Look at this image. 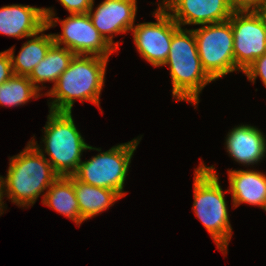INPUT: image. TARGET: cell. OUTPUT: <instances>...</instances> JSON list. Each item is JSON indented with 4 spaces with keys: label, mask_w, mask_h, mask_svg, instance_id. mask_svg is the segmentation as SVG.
<instances>
[{
    "label": "cell",
    "mask_w": 266,
    "mask_h": 266,
    "mask_svg": "<svg viewBox=\"0 0 266 266\" xmlns=\"http://www.w3.org/2000/svg\"><path fill=\"white\" fill-rule=\"evenodd\" d=\"M229 20L235 65L244 72L256 58L266 53V29L254 10L234 11Z\"/></svg>",
    "instance_id": "30bf717a"
},
{
    "label": "cell",
    "mask_w": 266,
    "mask_h": 266,
    "mask_svg": "<svg viewBox=\"0 0 266 266\" xmlns=\"http://www.w3.org/2000/svg\"><path fill=\"white\" fill-rule=\"evenodd\" d=\"M226 149L236 162L254 165L266 156V136L254 126H235L226 136Z\"/></svg>",
    "instance_id": "5bb4252c"
},
{
    "label": "cell",
    "mask_w": 266,
    "mask_h": 266,
    "mask_svg": "<svg viewBox=\"0 0 266 266\" xmlns=\"http://www.w3.org/2000/svg\"><path fill=\"white\" fill-rule=\"evenodd\" d=\"M39 90L28 76L13 75L0 85V105L17 107L26 104L30 99L39 98Z\"/></svg>",
    "instance_id": "ffe728a7"
},
{
    "label": "cell",
    "mask_w": 266,
    "mask_h": 266,
    "mask_svg": "<svg viewBox=\"0 0 266 266\" xmlns=\"http://www.w3.org/2000/svg\"><path fill=\"white\" fill-rule=\"evenodd\" d=\"M192 30L202 67L214 81L240 71L235 65L233 31L229 19Z\"/></svg>",
    "instance_id": "ba28073f"
},
{
    "label": "cell",
    "mask_w": 266,
    "mask_h": 266,
    "mask_svg": "<svg viewBox=\"0 0 266 266\" xmlns=\"http://www.w3.org/2000/svg\"><path fill=\"white\" fill-rule=\"evenodd\" d=\"M6 177L2 176L3 195L18 206L35 204L59 177L46 155L29 141L23 151L9 159Z\"/></svg>",
    "instance_id": "7a4b0ae2"
},
{
    "label": "cell",
    "mask_w": 266,
    "mask_h": 266,
    "mask_svg": "<svg viewBox=\"0 0 266 266\" xmlns=\"http://www.w3.org/2000/svg\"><path fill=\"white\" fill-rule=\"evenodd\" d=\"M193 211L213 238L217 248L226 254L232 236L225 193L215 167L203 162L195 168Z\"/></svg>",
    "instance_id": "277c9868"
},
{
    "label": "cell",
    "mask_w": 266,
    "mask_h": 266,
    "mask_svg": "<svg viewBox=\"0 0 266 266\" xmlns=\"http://www.w3.org/2000/svg\"><path fill=\"white\" fill-rule=\"evenodd\" d=\"M264 0H230L235 11L255 10Z\"/></svg>",
    "instance_id": "cb8c5ba5"
},
{
    "label": "cell",
    "mask_w": 266,
    "mask_h": 266,
    "mask_svg": "<svg viewBox=\"0 0 266 266\" xmlns=\"http://www.w3.org/2000/svg\"><path fill=\"white\" fill-rule=\"evenodd\" d=\"M142 137L118 144L101 152V148L88 146L89 150L100 152L87 161H81L73 176L86 184L116 191L121 197L126 196L124 183L128 175L131 158Z\"/></svg>",
    "instance_id": "8992f818"
},
{
    "label": "cell",
    "mask_w": 266,
    "mask_h": 266,
    "mask_svg": "<svg viewBox=\"0 0 266 266\" xmlns=\"http://www.w3.org/2000/svg\"><path fill=\"white\" fill-rule=\"evenodd\" d=\"M107 58L92 55H74L68 68L56 84L45 94L52 102L50 111L72 112L76 99L90 101L100 108V94L104 86ZM50 104V105H49Z\"/></svg>",
    "instance_id": "6da1fadb"
},
{
    "label": "cell",
    "mask_w": 266,
    "mask_h": 266,
    "mask_svg": "<svg viewBox=\"0 0 266 266\" xmlns=\"http://www.w3.org/2000/svg\"><path fill=\"white\" fill-rule=\"evenodd\" d=\"M156 22H144L132 27L133 41L139 54L153 67H162L169 54L173 34L180 26L158 4L153 12Z\"/></svg>",
    "instance_id": "9c48e42d"
},
{
    "label": "cell",
    "mask_w": 266,
    "mask_h": 266,
    "mask_svg": "<svg viewBox=\"0 0 266 266\" xmlns=\"http://www.w3.org/2000/svg\"><path fill=\"white\" fill-rule=\"evenodd\" d=\"M256 14L260 17L265 29H266V0H264L260 6H258L255 10Z\"/></svg>",
    "instance_id": "d4e9b609"
},
{
    "label": "cell",
    "mask_w": 266,
    "mask_h": 266,
    "mask_svg": "<svg viewBox=\"0 0 266 266\" xmlns=\"http://www.w3.org/2000/svg\"><path fill=\"white\" fill-rule=\"evenodd\" d=\"M227 172L233 207L246 203L266 211V174L242 169Z\"/></svg>",
    "instance_id": "9a60e30c"
},
{
    "label": "cell",
    "mask_w": 266,
    "mask_h": 266,
    "mask_svg": "<svg viewBox=\"0 0 266 266\" xmlns=\"http://www.w3.org/2000/svg\"><path fill=\"white\" fill-rule=\"evenodd\" d=\"M69 14L88 13L93 0H58Z\"/></svg>",
    "instance_id": "7402d4cb"
},
{
    "label": "cell",
    "mask_w": 266,
    "mask_h": 266,
    "mask_svg": "<svg viewBox=\"0 0 266 266\" xmlns=\"http://www.w3.org/2000/svg\"><path fill=\"white\" fill-rule=\"evenodd\" d=\"M44 148L40 149L34 138L30 141L40 153L49 156V163L59 176L73 175L80 164L82 152L88 150L80 131L77 129L72 112H54L49 110L44 126ZM44 151V152H43Z\"/></svg>",
    "instance_id": "5b68a950"
},
{
    "label": "cell",
    "mask_w": 266,
    "mask_h": 266,
    "mask_svg": "<svg viewBox=\"0 0 266 266\" xmlns=\"http://www.w3.org/2000/svg\"><path fill=\"white\" fill-rule=\"evenodd\" d=\"M165 65L169 66L174 99L198 105L199 94L214 80L202 67L192 29L180 27L173 34L169 54L162 66Z\"/></svg>",
    "instance_id": "3957f363"
},
{
    "label": "cell",
    "mask_w": 266,
    "mask_h": 266,
    "mask_svg": "<svg viewBox=\"0 0 266 266\" xmlns=\"http://www.w3.org/2000/svg\"><path fill=\"white\" fill-rule=\"evenodd\" d=\"M14 75L11 57L7 50L0 52V85Z\"/></svg>",
    "instance_id": "603a6c76"
},
{
    "label": "cell",
    "mask_w": 266,
    "mask_h": 266,
    "mask_svg": "<svg viewBox=\"0 0 266 266\" xmlns=\"http://www.w3.org/2000/svg\"><path fill=\"white\" fill-rule=\"evenodd\" d=\"M4 195H3V182H2V176L0 175V216L4 213Z\"/></svg>",
    "instance_id": "484cf974"
},
{
    "label": "cell",
    "mask_w": 266,
    "mask_h": 266,
    "mask_svg": "<svg viewBox=\"0 0 266 266\" xmlns=\"http://www.w3.org/2000/svg\"><path fill=\"white\" fill-rule=\"evenodd\" d=\"M159 4L181 28L223 22L235 11L230 0H162Z\"/></svg>",
    "instance_id": "8fae6325"
},
{
    "label": "cell",
    "mask_w": 266,
    "mask_h": 266,
    "mask_svg": "<svg viewBox=\"0 0 266 266\" xmlns=\"http://www.w3.org/2000/svg\"><path fill=\"white\" fill-rule=\"evenodd\" d=\"M94 0L88 15L93 26L116 50L119 42H114L113 34L131 32L137 13V0H104L93 12Z\"/></svg>",
    "instance_id": "7c38bea8"
},
{
    "label": "cell",
    "mask_w": 266,
    "mask_h": 266,
    "mask_svg": "<svg viewBox=\"0 0 266 266\" xmlns=\"http://www.w3.org/2000/svg\"><path fill=\"white\" fill-rule=\"evenodd\" d=\"M42 203L66 216L80 226L84 221L79 211L73 182L66 176H59L42 195Z\"/></svg>",
    "instance_id": "ac0fdd59"
},
{
    "label": "cell",
    "mask_w": 266,
    "mask_h": 266,
    "mask_svg": "<svg viewBox=\"0 0 266 266\" xmlns=\"http://www.w3.org/2000/svg\"><path fill=\"white\" fill-rule=\"evenodd\" d=\"M45 26L42 7L12 4L0 8V34L17 39L29 38Z\"/></svg>",
    "instance_id": "4fadbf2b"
},
{
    "label": "cell",
    "mask_w": 266,
    "mask_h": 266,
    "mask_svg": "<svg viewBox=\"0 0 266 266\" xmlns=\"http://www.w3.org/2000/svg\"><path fill=\"white\" fill-rule=\"evenodd\" d=\"M49 28L45 26L40 32L30 36V40L22 44V47L15 57L14 47L9 48L7 51L11 57L12 69L14 75L29 76L35 66L45 58L50 46L54 43L53 35L44 34ZM40 34V35H39Z\"/></svg>",
    "instance_id": "2e32d148"
},
{
    "label": "cell",
    "mask_w": 266,
    "mask_h": 266,
    "mask_svg": "<svg viewBox=\"0 0 266 266\" xmlns=\"http://www.w3.org/2000/svg\"><path fill=\"white\" fill-rule=\"evenodd\" d=\"M249 81H256L259 76L263 85L266 87V53L261 57L256 58L255 61L243 72Z\"/></svg>",
    "instance_id": "44dd1931"
},
{
    "label": "cell",
    "mask_w": 266,
    "mask_h": 266,
    "mask_svg": "<svg viewBox=\"0 0 266 266\" xmlns=\"http://www.w3.org/2000/svg\"><path fill=\"white\" fill-rule=\"evenodd\" d=\"M74 184L79 211L84 221L101 214L122 198L116 191L83 183L73 175L67 176Z\"/></svg>",
    "instance_id": "e0dca14e"
},
{
    "label": "cell",
    "mask_w": 266,
    "mask_h": 266,
    "mask_svg": "<svg viewBox=\"0 0 266 266\" xmlns=\"http://www.w3.org/2000/svg\"><path fill=\"white\" fill-rule=\"evenodd\" d=\"M74 53L69 49L53 43L42 59L28 76L29 80L39 90H43L39 84L45 82L56 84L60 75L68 68Z\"/></svg>",
    "instance_id": "d6986e66"
},
{
    "label": "cell",
    "mask_w": 266,
    "mask_h": 266,
    "mask_svg": "<svg viewBox=\"0 0 266 266\" xmlns=\"http://www.w3.org/2000/svg\"><path fill=\"white\" fill-rule=\"evenodd\" d=\"M48 28L55 27L59 22L62 28L61 34H52L54 43L69 49L75 55H92L109 59V56L117 51L93 26L88 13L70 14L64 20L55 17L52 8H43ZM55 17V18H54Z\"/></svg>",
    "instance_id": "52a82bcc"
}]
</instances>
